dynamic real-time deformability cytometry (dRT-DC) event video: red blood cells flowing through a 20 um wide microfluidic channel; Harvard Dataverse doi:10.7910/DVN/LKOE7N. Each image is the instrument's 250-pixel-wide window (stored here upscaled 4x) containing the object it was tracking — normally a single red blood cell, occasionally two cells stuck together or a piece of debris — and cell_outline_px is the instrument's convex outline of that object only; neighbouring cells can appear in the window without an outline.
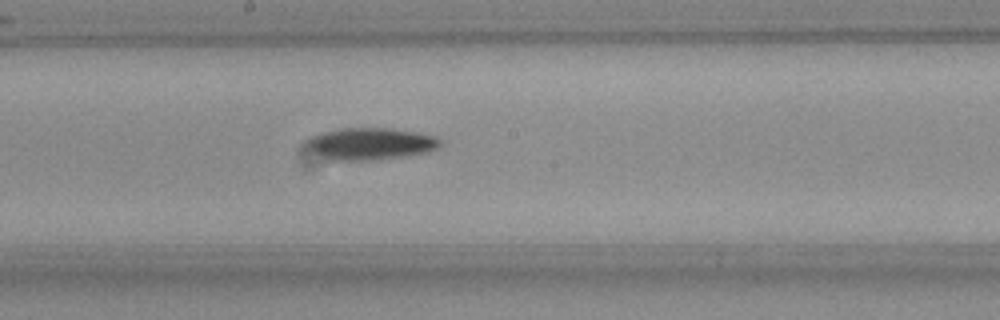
{"species": "Egyptian fruit bat (a non-hibernating species)", "species_latin": "Rousettus aegyptiacus", "temperature_condition": "room temperature", "stored_images_in_passage": 37, "camera_frame_rate_fps": 3000, "um_per_image_px": 0.085, "frame": {"image": 1, "passage_image": 22, "time_ms": 7.0, "image_size_px": [1000, 320], "cell_outline_px": [[440, 144], [436, 148], [428, 152], [372, 160], [332, 160], [324, 156], [308, 144], [308, 140], [312, 136], [320, 132], [340, 128], [392, 128], [416, 132], [436, 136], [440, 140]], "centroid_in_image_um": [31.56, 12.19], "position_along_channel_um": 216.6, "area_um2": 24.22}}